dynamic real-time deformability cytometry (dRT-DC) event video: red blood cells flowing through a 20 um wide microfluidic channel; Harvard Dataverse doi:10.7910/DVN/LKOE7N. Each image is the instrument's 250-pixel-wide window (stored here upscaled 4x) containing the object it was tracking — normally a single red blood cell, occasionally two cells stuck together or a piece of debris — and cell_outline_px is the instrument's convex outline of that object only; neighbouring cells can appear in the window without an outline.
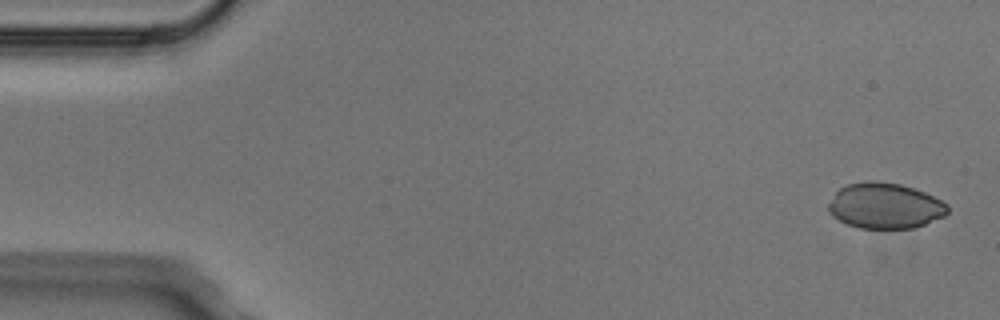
{"species": "Egyptian fruit bat (a non-hibernating species)", "species_latin": "Rousettus aegyptiacus", "temperature_condition": "cold", "stored_images_in_passage": 5, "segment_of_instrument_passage": [1, 2], "camera_frame_rate_fps": 3000, "um_per_image_px": 0.085, "animal": {"sex": "male"}, "frame": {"image": 1, "passage_image": 1, "time_ms": 0.0, "image_size_px": [1000, 320], "cell_outline_px": [[948, 212], [944, 216], [924, 224], [912, 228], [860, 228], [848, 224], [832, 216], [828, 212], [828, 204], [836, 192], [840, 188], [848, 184], [868, 180], [872, 180], [900, 184], [924, 192], [948, 204]], "centroid_in_image_um": [75.21, 17.49], "position_along_channel_um": 9.8, "area_um2": 31.5}}
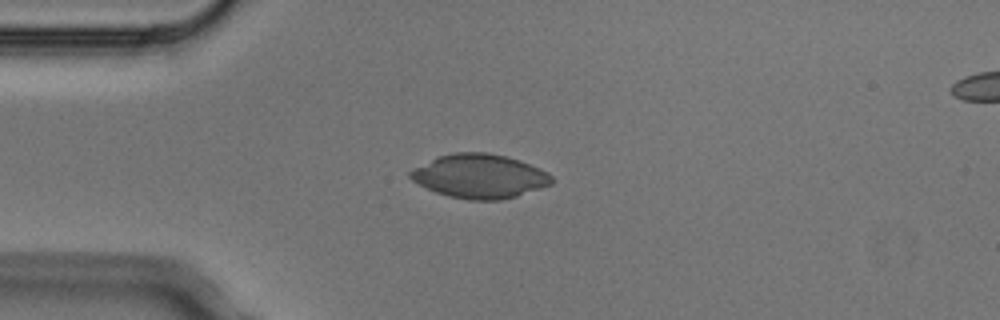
{"frame": {"image": 2, "passage_image": 4, "time_ms": 1.0, "image_size_px": [1000, 320], "cell_outline_px": [[552, 184], [516, 196], [500, 200], [468, 200], [448, 196], [436, 192], [412, 180], [408, 176], [408, 172], [412, 168], [436, 156], [456, 152], [488, 152], [520, 160], [540, 168], [548, 172], [552, 176]], "centroid_in_image_um": [40.75, 14.96], "position_along_channel_um": 44.3, "area_um2": 36.36}}